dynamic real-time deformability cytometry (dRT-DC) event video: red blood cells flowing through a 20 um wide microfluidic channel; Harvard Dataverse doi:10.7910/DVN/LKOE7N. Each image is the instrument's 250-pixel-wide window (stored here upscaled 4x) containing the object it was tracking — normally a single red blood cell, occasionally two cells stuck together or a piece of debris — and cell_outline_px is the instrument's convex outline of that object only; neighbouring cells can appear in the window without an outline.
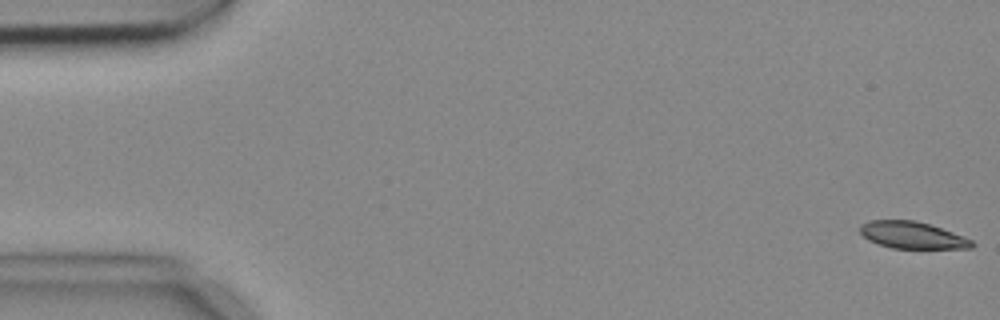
{"species": "common noctule bat (a hibernating species)", "species_latin": "Nyctalus noctula", "temperature_condition": "cold", "stored_images_in_passage": 5, "camera_frame_rate_fps": 3000, "um_per_image_px": 0.085, "animal": {"sex": "female", "body_mass_g": 18.4}, "frame": {"image": 1, "passage_image": 1, "time_ms": 0.0, "image_size_px": [1000, 320], "cell_outline_px": [[976, 244], [972, 248], [892, 248], [868, 240], [860, 232], [860, 224], [868, 220], [916, 220], [932, 224], [972, 240]], "centroid_in_image_um": [77.54, 19.97], "position_along_channel_um": 7.5, "area_um2": 17.57}}
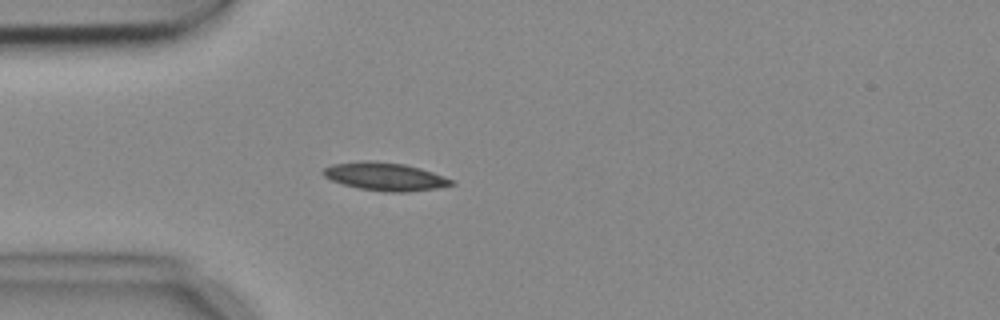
{"frame": {"image": 2, "passage_image": 5, "time_ms": 1.333, "image_size_px": [1000, 320], "cell_outline_px": [[456, 184], [436, 188], [408, 192], [384, 192], [360, 188], [344, 184], [332, 180], [324, 176], [320, 172], [324, 168], [332, 164], [360, 160], [376, 160], [404, 164], [420, 168], [444, 176], [452, 180]], "centroid_in_image_um": [32.71, 14.99], "position_along_channel_um": 52.3, "area_um2": 21.04}}